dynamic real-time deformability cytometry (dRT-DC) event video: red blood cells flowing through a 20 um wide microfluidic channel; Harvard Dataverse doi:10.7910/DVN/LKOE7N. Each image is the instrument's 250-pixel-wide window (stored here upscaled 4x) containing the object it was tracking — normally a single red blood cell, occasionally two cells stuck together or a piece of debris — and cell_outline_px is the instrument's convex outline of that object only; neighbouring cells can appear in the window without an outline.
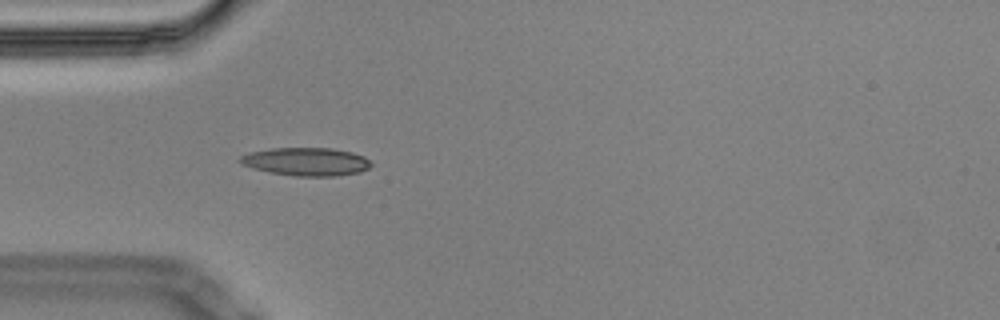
{"species": "Egyptian fruit bat (a non-hibernating species)", "species_latin": "Rousettus aegyptiacus", "temperature_condition": "cold", "stored_images_in_passage": 5, "camera_frame_rate_fps": 3000, "um_per_image_px": 0.085, "animal": {"sex": "male"}, "frame": {"image": 1, "passage_image": 5, "time_ms": 1.333, "image_size_px": [1000, 320], "cell_outline_px": [[372, 164], [368, 168], [360, 172], [336, 176], [296, 176], [268, 172], [252, 168], [244, 164], [240, 160], [240, 156], [252, 152], [272, 148], [332, 148], [352, 152], [364, 156]], "centroid_in_image_um": [26.06, 13.74], "position_along_channel_um": 58.9, "area_um2": 21.33}}